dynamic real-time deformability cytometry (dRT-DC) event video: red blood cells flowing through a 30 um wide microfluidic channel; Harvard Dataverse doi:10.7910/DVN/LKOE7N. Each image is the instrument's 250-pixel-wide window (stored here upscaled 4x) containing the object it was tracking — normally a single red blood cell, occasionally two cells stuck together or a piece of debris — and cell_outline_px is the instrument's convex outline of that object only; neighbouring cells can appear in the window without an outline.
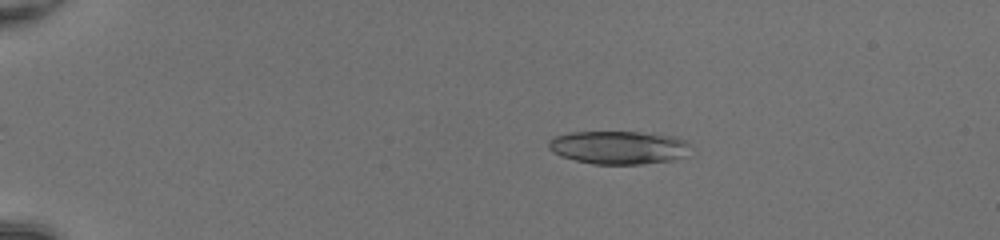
{"species": "common noctule bat (a hibernating species)", "species_latin": "Nyctalus noctula", "temperature_condition": "room temperature", "stored_images_in_passage": 48, "camera_frame_rate_fps": 3000, "um_per_image_px": 0.085, "animal": {"sex": "female", "body_mass_g": 20.0, "forearm_length_mm": 54.0}, "frame": {"image": 1, "passage_image": 9, "time_ms": 2.667, "image_size_px": [1000, 240], "cell_outline_px": [[688, 156], [672, 160], [640, 164], [592, 164], [560, 156], [552, 152], [548, 148], [548, 140], [552, 136], [572, 132], [640, 132], [676, 136], [684, 140], [688, 144]], "centroid_in_image_um": [52.55, 12.53], "position_along_channel_um": 32.4, "area_um2": 27.69}}
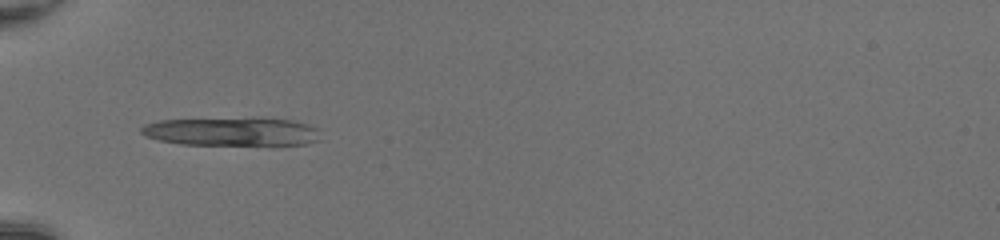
{"frame": {"image": 2, "passage_image": 17, "time_ms": 5.333, "image_size_px": [1000, 240], "cell_outline_px": [[320, 140], [308, 144], [272, 148], [180, 144], [160, 140], [144, 136], [140, 132], [140, 128], [144, 124], [160, 120], [252, 116], [264, 116], [292, 120], [308, 124], [316, 128]], "centroid_in_image_um": [19.8, 11.21], "position_along_channel_um": 65.2, "area_um2": 32.31}}